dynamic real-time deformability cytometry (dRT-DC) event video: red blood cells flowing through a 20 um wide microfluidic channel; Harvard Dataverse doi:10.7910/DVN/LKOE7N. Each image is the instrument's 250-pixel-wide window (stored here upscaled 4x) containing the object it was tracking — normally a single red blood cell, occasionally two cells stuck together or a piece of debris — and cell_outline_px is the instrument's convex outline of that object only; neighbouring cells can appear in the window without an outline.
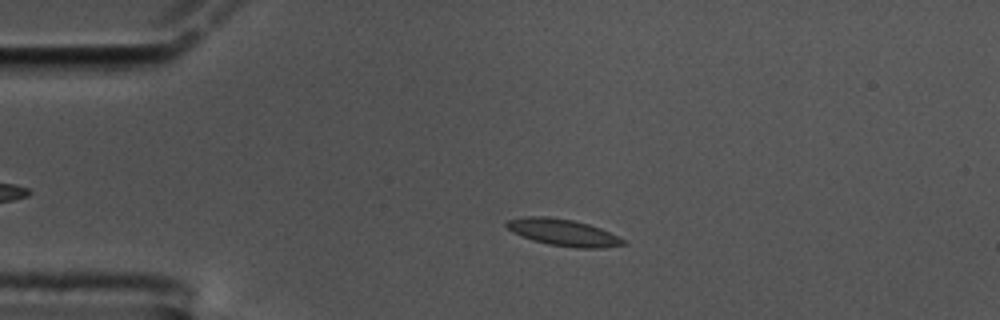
{"species": "common noctule bat (a hibernating species)", "species_latin": "Nyctalus noctula", "temperature_condition": "cold", "stored_images_in_passage": 51, "camera_frame_rate_fps": 3000, "um_per_image_px": 0.085, "animal": {"sex": "male", "body_mass_g": 17.5, "forearm_length_mm": 52.3}, "frame": {"image": 1, "passage_image": 12, "time_ms": 3.667, "image_size_px": [1000, 320], "cell_outline_px": [[628, 244], [604, 248], [576, 248], [548, 244], [532, 240], [512, 232], [504, 224], [508, 220], [524, 216], [548, 216], [572, 220], [588, 224], [600, 228], [624, 240]], "centroid_in_image_um": [47.85, 19.76], "position_along_channel_um": 37.1, "area_um2": 18.15}}
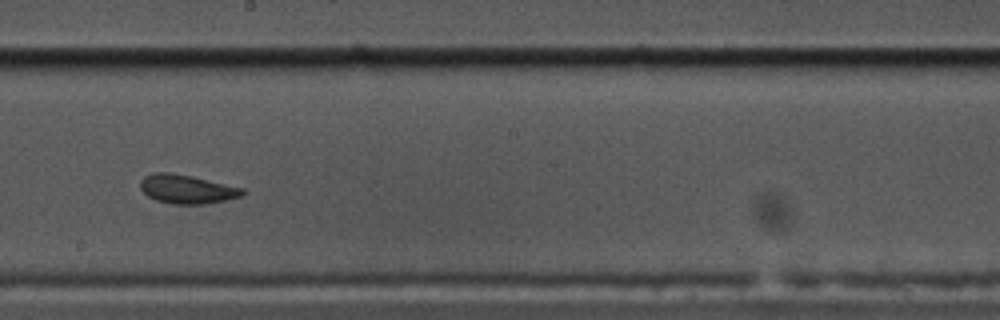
{"frame": {"image": 2, "passage_image": 32, "time_ms": 10.333, "image_size_px": [1000, 320], "cell_outline_px": [[244, 192], [240, 196], [224, 200], [204, 204], [172, 204], [156, 200], [148, 196], [140, 188], [140, 180], [144, 176], [152, 172], [172, 172], [192, 176], [244, 188]], "centroid_in_image_um": [15.84, 16.06], "position_along_channel_um": 232.4, "area_um2": 17.17}}
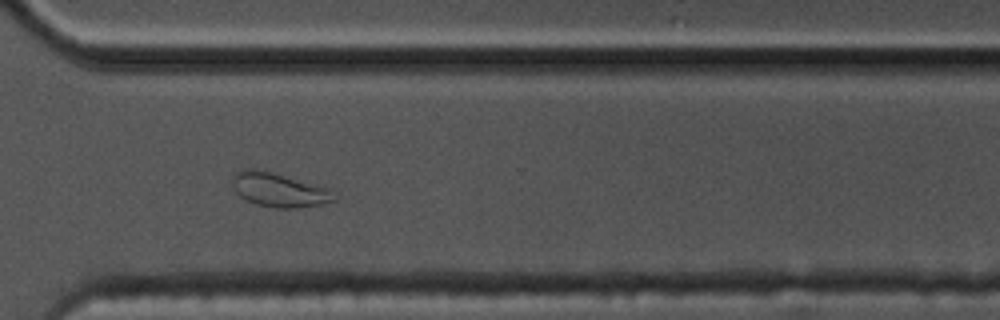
{"frame": {"image": 3, "passage_image": 42, "time_ms": 13.667, "image_size_px": [1000, 320], "cell_outline_px": [[340, 196], [336, 200], [324, 204], [300, 208], [276, 208], [256, 204], [244, 200], [236, 192], [228, 180], [236, 172], [244, 168], [256, 168], [324, 184]], "centroid_in_image_um": [23.77, 16.12], "position_along_channel_um": 346.8, "area_um2": 21.39}, "authors_computed_cell_mechanics": {"area_um2": 17.051, "velocity_mm_per_s": 3.4246, "shape_relaxation_time_tau1_ms": null, "shape_relaxation_time_tau2_ms": 2.2558, "deformation_change_tau1": null, "deformation_change_tau2": 0.0822}}